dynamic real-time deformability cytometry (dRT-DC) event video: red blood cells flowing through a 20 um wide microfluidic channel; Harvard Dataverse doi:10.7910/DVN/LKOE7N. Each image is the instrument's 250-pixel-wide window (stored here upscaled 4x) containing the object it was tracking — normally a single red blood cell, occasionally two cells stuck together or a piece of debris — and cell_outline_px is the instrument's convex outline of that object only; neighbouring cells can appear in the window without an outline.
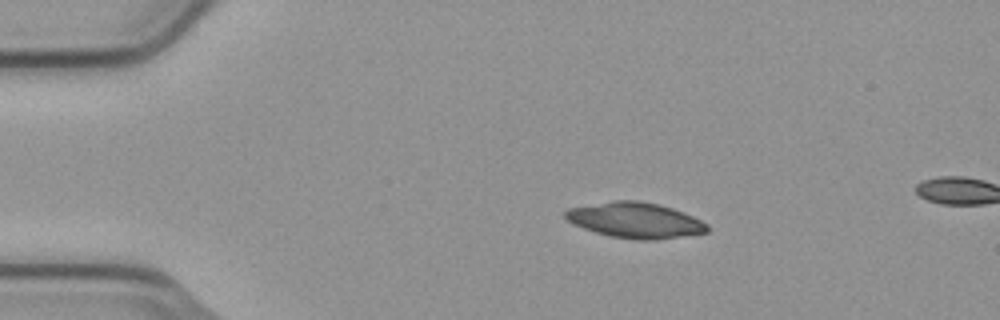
{"species": "common noctule bat (a hibernating species)", "species_latin": "Nyctalus noctula", "temperature_condition": "cold", "stored_images_in_passage": 2, "camera_frame_rate_fps": 3000, "um_per_image_px": 0.085, "animal": {"sex": "male", "body_mass_g": 23.1, "forearm_length_mm": 52.7}, "frame": {"image": 1, "passage_image": 1, "time_ms": 0.0, "image_size_px": [1000, 320], "cell_outline_px": [[708, 232], [652, 240], [636, 240], [608, 236], [572, 224], [564, 216], [564, 212], [568, 208], [612, 200], [640, 200], [660, 204], [684, 212], [708, 224]], "centroid_in_image_um": [53.97, 18.71], "position_along_channel_um": 31.0, "area_um2": 29.48}}